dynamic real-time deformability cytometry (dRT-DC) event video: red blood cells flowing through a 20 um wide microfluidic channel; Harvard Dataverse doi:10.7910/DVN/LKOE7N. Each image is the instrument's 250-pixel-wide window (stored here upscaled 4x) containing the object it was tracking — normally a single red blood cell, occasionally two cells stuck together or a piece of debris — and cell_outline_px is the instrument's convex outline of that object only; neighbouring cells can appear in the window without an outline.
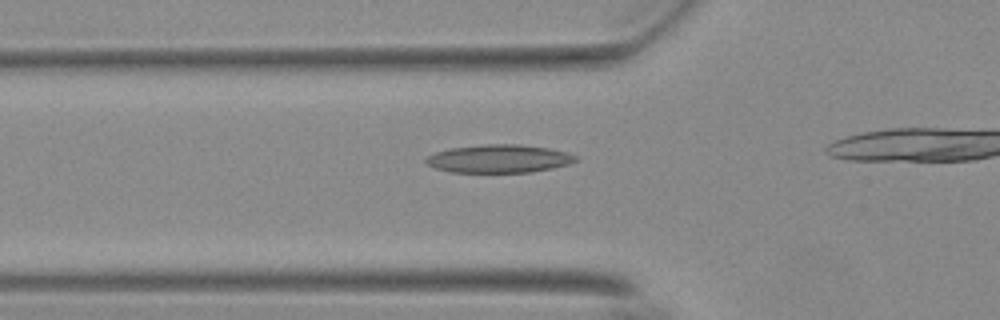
{"species": "Egyptian fruit bat (a non-hibernating species)", "species_latin": "Rousettus aegyptiacus", "temperature_condition": "warm", "stored_images_in_passage": 32, "camera_frame_rate_fps": 3000, "um_per_image_px": 0.085, "animal": {"sex": "female"}, "frame": {"image": 1, "passage_image": 7, "time_ms": 2.0, "image_size_px": [1000, 320], "cell_outline_px": [[580, 160], [568, 164], [552, 168], [532, 172], [452, 172], [436, 168], [428, 164], [424, 160], [428, 156], [436, 152], [448, 148], [488, 144], [520, 144], [548, 148], [564, 152], [576, 156]], "centroid_in_image_um": [42.42, 13.49], "position_along_channel_um": 83.4, "area_um2": 24.39}}
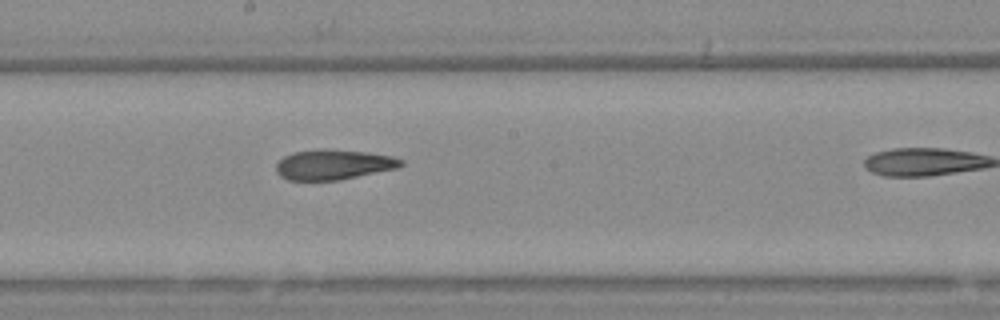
{"frame": {"image": 2, "passage_image": 18, "time_ms": 5.667, "image_size_px": [1000, 320], "cell_outline_px": [[404, 164], [396, 168], [336, 180], [288, 180], [280, 176], [276, 172], [276, 164], [284, 156], [292, 152], [320, 148], [328, 148], [364, 152], [392, 156], [404, 160]], "centroid_in_image_um": [28.3, 13.97], "position_along_channel_um": 219.9, "area_um2": 21.85}}
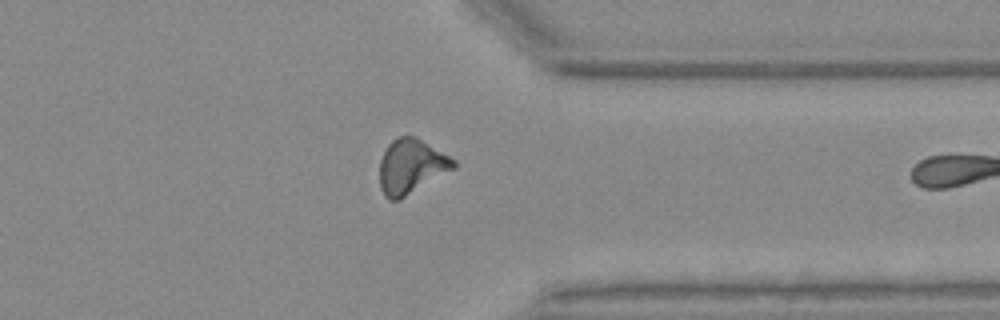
{"frame": {"image": 3, "passage_image": 31, "time_ms": 10.0, "image_size_px": [1000, 320], "cell_outline_px": [[456, 168], [400, 200], [388, 200], [384, 196], [380, 188], [380, 160], [388, 144], [396, 136], [416, 136], [456, 160]], "centroid_in_image_um": [34.95, 14.16], "position_along_channel_um": 376.4, "area_um2": 23.76}}